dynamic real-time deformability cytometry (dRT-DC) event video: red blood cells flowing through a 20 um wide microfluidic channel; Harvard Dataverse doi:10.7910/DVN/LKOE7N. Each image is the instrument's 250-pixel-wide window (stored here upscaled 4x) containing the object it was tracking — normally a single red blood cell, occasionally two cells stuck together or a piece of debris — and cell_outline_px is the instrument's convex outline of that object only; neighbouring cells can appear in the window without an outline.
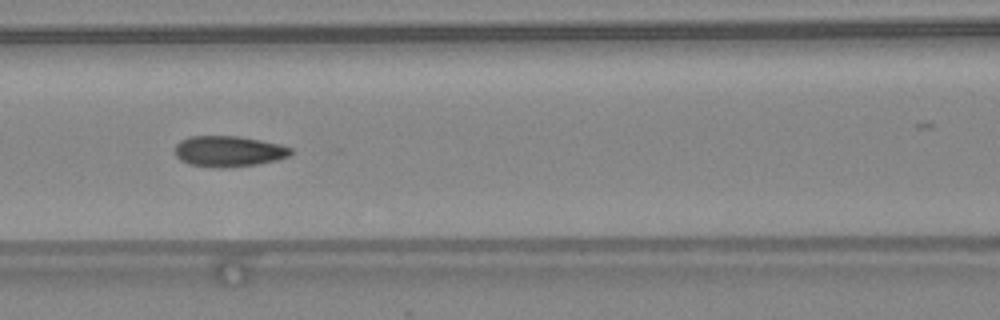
{"species": "common noctule bat (a hibernating species)", "species_latin": "Nyctalus noctula", "temperature_condition": "warm", "stored_images_in_passage": 26, "camera_frame_rate_fps": 3000, "um_per_image_px": 0.085, "animal": {"sex": "female", "body_mass_g": 24.6, "forearm_length_mm": 56.2}, "frame": {"image": 1, "passage_image": 8, "time_ms": 2.333, "image_size_px": [1000, 320], "cell_outline_px": [[292, 152], [288, 156], [276, 160], [256, 164], [224, 168], [188, 164], [180, 160], [176, 156], [176, 144], [180, 140], [188, 136], [240, 136], [280, 144], [292, 148]], "centroid_in_image_um": [19.42, 12.85], "position_along_channel_um": 147.2, "area_um2": 20.75}}